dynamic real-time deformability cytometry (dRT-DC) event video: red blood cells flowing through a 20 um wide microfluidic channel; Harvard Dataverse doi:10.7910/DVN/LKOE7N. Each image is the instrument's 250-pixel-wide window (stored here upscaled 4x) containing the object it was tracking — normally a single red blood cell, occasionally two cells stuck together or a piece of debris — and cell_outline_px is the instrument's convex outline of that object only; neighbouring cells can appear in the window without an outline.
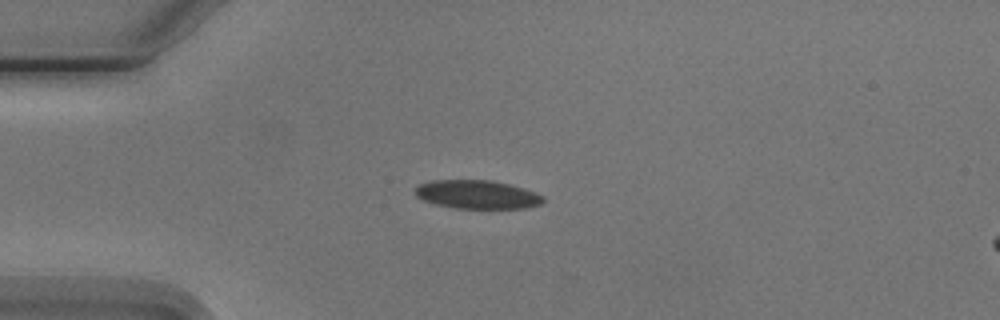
{"species": "Egyptian fruit bat (a non-hibernating species)", "species_latin": "Rousettus aegyptiacus", "temperature_condition": "cold", "stored_images_in_passage": 4, "camera_frame_rate_fps": 3000, "um_per_image_px": 0.085, "animal": {"sex": "male"}, "frame": {"image": 1, "passage_image": 3, "time_ms": 2.667, "image_size_px": [1000, 320], "cell_outline_px": [[544, 200], [540, 204], [528, 208], [456, 208], [436, 204], [424, 200], [416, 196], [412, 192], [416, 184], [428, 180], [492, 180], [524, 188], [536, 192], [544, 196]], "centroid_in_image_um": [40.51, 16.52], "position_along_channel_um": 44.5, "area_um2": 21.56}}